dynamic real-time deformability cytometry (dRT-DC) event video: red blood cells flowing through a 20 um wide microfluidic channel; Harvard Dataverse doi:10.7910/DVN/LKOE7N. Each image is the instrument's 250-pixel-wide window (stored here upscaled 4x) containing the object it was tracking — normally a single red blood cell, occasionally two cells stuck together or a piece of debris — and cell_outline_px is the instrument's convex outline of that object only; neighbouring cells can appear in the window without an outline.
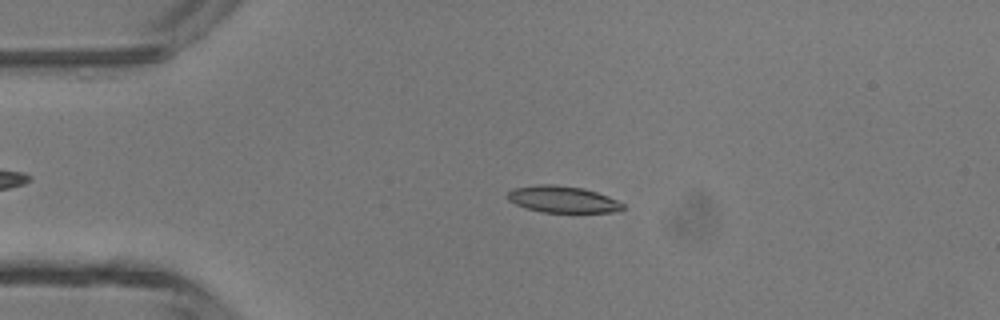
{"species": "common noctule bat (a hibernating species)", "species_latin": "Nyctalus noctula", "temperature_condition": "room temperature", "stored_images_in_passage": 47, "camera_frame_rate_fps": 3000, "um_per_image_px": 0.085, "animal": {"sex": "male", "body_mass_g": 13.3}, "frame": {"image": 1, "passage_image": 10, "time_ms": 3.0, "image_size_px": [1000, 320], "cell_outline_px": [[624, 208], [616, 212], [540, 212], [516, 204], [508, 200], [504, 196], [512, 188], [536, 184], [552, 184], [584, 188], [608, 196], [624, 204]], "centroid_in_image_um": [47.79, 16.93], "position_along_channel_um": 37.2, "area_um2": 17.98}}
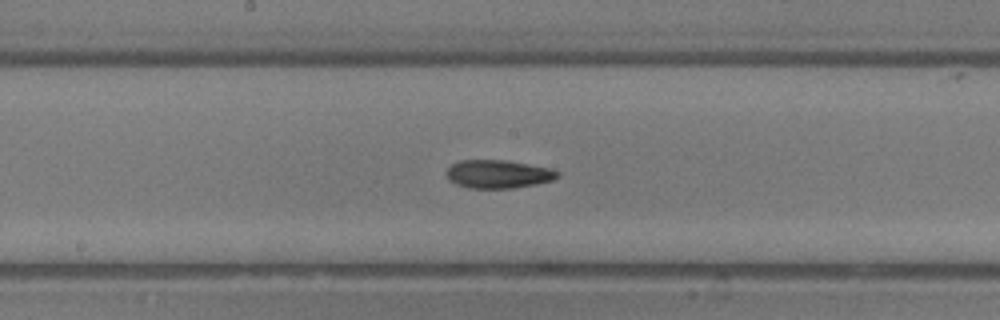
{"frame": {"image": 2, "passage_image": 24, "time_ms": 7.667, "image_size_px": [1000, 320], "cell_outline_px": [[560, 176], [552, 180], [536, 184], [512, 188], [468, 188], [456, 184], [448, 180], [444, 172], [452, 164], [460, 160], [504, 160], [552, 168], [560, 172]], "centroid_in_image_um": [42.33, 14.79], "position_along_channel_um": 205.9, "area_um2": 18.44}}
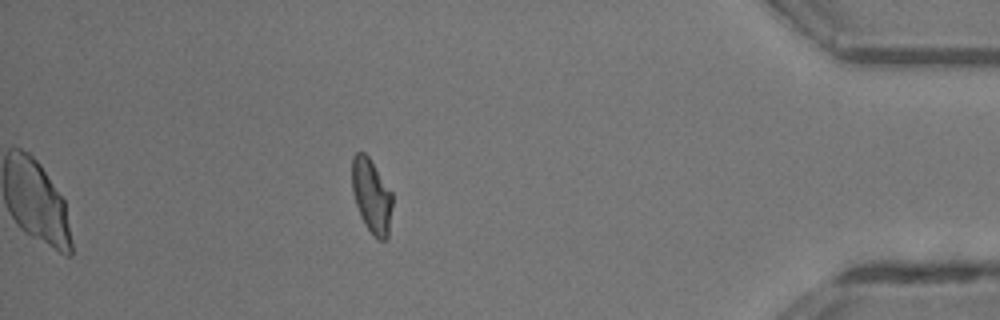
{"frame": {"image": 3, "passage_image": 41, "time_ms": 13.333, "image_size_px": [1000, 320], "cell_outline_px": [[392, 204], [388, 236], [384, 240], [380, 240], [372, 236], [364, 224], [360, 216], [352, 192], [352, 156], [356, 152], [364, 152], [368, 156], [392, 192]], "centroid_in_image_um": [31.57, 16.67], "position_along_channel_um": 403.6, "area_um2": 17.51}, "authors_computed_cell_mechanics": {"area_um2": 17.9758, "velocity_mm_per_s": 4.335, "shape_relaxation_time_tau1_ms": 5.0148, "shape_relaxation_time_tau2_ms": 5.2971, "deformation_change_tau1": 0.1571, "deformation_change_tau2": 0.1326}}